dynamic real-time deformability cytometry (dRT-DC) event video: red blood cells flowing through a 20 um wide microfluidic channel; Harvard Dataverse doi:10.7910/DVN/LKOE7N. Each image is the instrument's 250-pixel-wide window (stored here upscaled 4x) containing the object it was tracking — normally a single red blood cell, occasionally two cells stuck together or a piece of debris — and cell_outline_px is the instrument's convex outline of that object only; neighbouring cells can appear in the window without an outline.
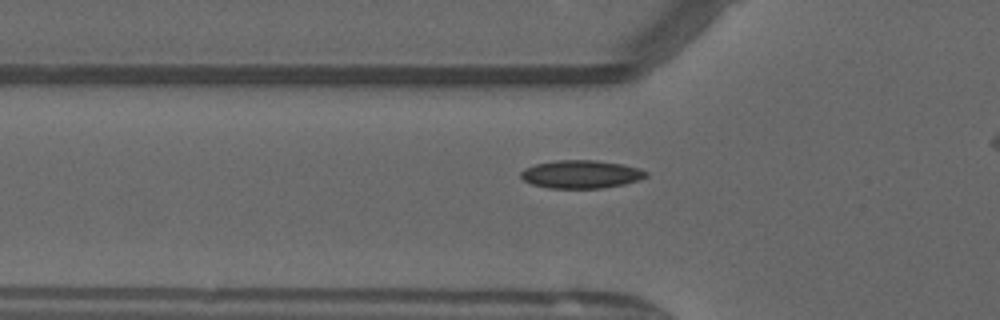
{"species": "common noctule bat (a hibernating species)", "species_latin": "Nyctalus noctula", "temperature_condition": "warm", "stored_images_in_passage": 43, "camera_frame_rate_fps": 3000, "um_per_image_px": 0.085, "animal": {"sex": "male", "forearm_length_mm": 52.5}, "frame": {"image": 1, "passage_image": 18, "time_ms": 5.667, "image_size_px": [1000, 320], "cell_outline_px": [[648, 176], [624, 184], [600, 188], [548, 188], [532, 184], [524, 180], [520, 176], [520, 172], [524, 168], [536, 164], [556, 160], [596, 160], [624, 164], [640, 168], [648, 172]], "centroid_in_image_um": [49.39, 14.8], "position_along_channel_um": 76.4, "area_um2": 20.52}}
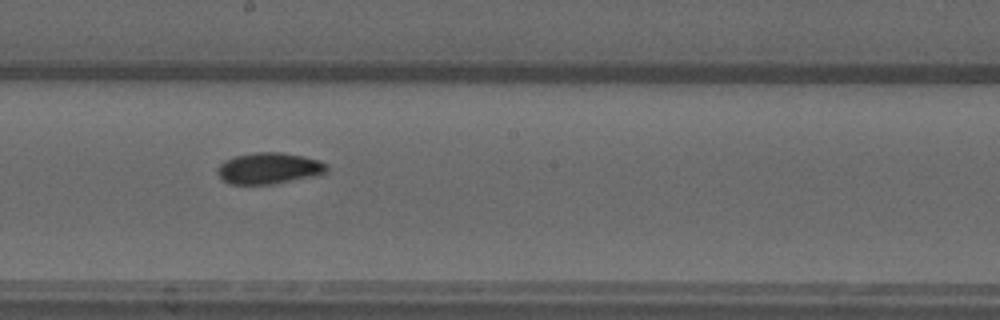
{"frame": {"image": 2, "passage_image": 29, "time_ms": 9.333, "image_size_px": [1000, 320], "cell_outline_px": [[328, 172], [316, 176], [272, 184], [228, 184], [216, 172], [216, 168], [224, 160], [236, 156], [252, 152], [280, 152], [304, 156], [320, 160], [328, 164]], "centroid_in_image_um": [22.89, 14.3], "position_along_channel_um": 225.3, "area_um2": 20.17}}
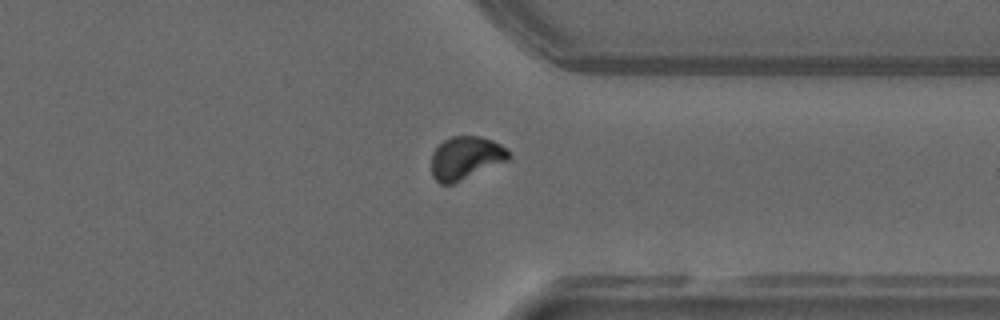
{"frame": {"image": 3, "passage_image": 40, "time_ms": 13.0, "image_size_px": [1000, 320], "cell_outline_px": [[512, 156], [508, 160], [452, 184], [440, 184], [432, 176], [432, 152], [444, 140], [452, 136], [480, 136], [492, 140], [508, 148]], "centroid_in_image_um": [39.6, 13.41], "position_along_channel_um": 371.8, "area_um2": 19.36}}